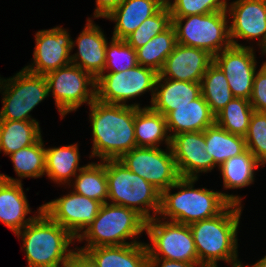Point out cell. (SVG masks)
Wrapping results in <instances>:
<instances>
[{
    "label": "cell",
    "instance_id": "obj_29",
    "mask_svg": "<svg viewBox=\"0 0 266 267\" xmlns=\"http://www.w3.org/2000/svg\"><path fill=\"white\" fill-rule=\"evenodd\" d=\"M177 44L176 31L173 25L149 40L144 46L136 49L139 65L160 73L166 58L173 52Z\"/></svg>",
    "mask_w": 266,
    "mask_h": 267
},
{
    "label": "cell",
    "instance_id": "obj_38",
    "mask_svg": "<svg viewBox=\"0 0 266 267\" xmlns=\"http://www.w3.org/2000/svg\"><path fill=\"white\" fill-rule=\"evenodd\" d=\"M226 0H174L167 6L171 17H185L196 14H208L217 11H226Z\"/></svg>",
    "mask_w": 266,
    "mask_h": 267
},
{
    "label": "cell",
    "instance_id": "obj_20",
    "mask_svg": "<svg viewBox=\"0 0 266 267\" xmlns=\"http://www.w3.org/2000/svg\"><path fill=\"white\" fill-rule=\"evenodd\" d=\"M30 212L21 178L0 174V222L16 234L38 216L25 219Z\"/></svg>",
    "mask_w": 266,
    "mask_h": 267
},
{
    "label": "cell",
    "instance_id": "obj_19",
    "mask_svg": "<svg viewBox=\"0 0 266 267\" xmlns=\"http://www.w3.org/2000/svg\"><path fill=\"white\" fill-rule=\"evenodd\" d=\"M75 41L72 40V49L76 43L78 52L71 55V63L97 79L104 73L106 64L105 53L108 42L104 33L88 18L86 26Z\"/></svg>",
    "mask_w": 266,
    "mask_h": 267
},
{
    "label": "cell",
    "instance_id": "obj_21",
    "mask_svg": "<svg viewBox=\"0 0 266 267\" xmlns=\"http://www.w3.org/2000/svg\"><path fill=\"white\" fill-rule=\"evenodd\" d=\"M200 95V82L178 81L158 75L151 106L148 107L165 117L174 107L188 105Z\"/></svg>",
    "mask_w": 266,
    "mask_h": 267
},
{
    "label": "cell",
    "instance_id": "obj_13",
    "mask_svg": "<svg viewBox=\"0 0 266 267\" xmlns=\"http://www.w3.org/2000/svg\"><path fill=\"white\" fill-rule=\"evenodd\" d=\"M60 27L40 30L35 35L34 62L24 69L32 74L45 76L61 67L71 64L72 39Z\"/></svg>",
    "mask_w": 266,
    "mask_h": 267
},
{
    "label": "cell",
    "instance_id": "obj_39",
    "mask_svg": "<svg viewBox=\"0 0 266 267\" xmlns=\"http://www.w3.org/2000/svg\"><path fill=\"white\" fill-rule=\"evenodd\" d=\"M250 103L254 111L266 112V61L255 72Z\"/></svg>",
    "mask_w": 266,
    "mask_h": 267
},
{
    "label": "cell",
    "instance_id": "obj_27",
    "mask_svg": "<svg viewBox=\"0 0 266 267\" xmlns=\"http://www.w3.org/2000/svg\"><path fill=\"white\" fill-rule=\"evenodd\" d=\"M41 137L39 122L0 120V151L5 155L33 145Z\"/></svg>",
    "mask_w": 266,
    "mask_h": 267
},
{
    "label": "cell",
    "instance_id": "obj_5",
    "mask_svg": "<svg viewBox=\"0 0 266 267\" xmlns=\"http://www.w3.org/2000/svg\"><path fill=\"white\" fill-rule=\"evenodd\" d=\"M146 231V219L137 211L112 203H103L95 220L77 238L85 240V247L129 245L140 243L134 239ZM132 238L133 242H126Z\"/></svg>",
    "mask_w": 266,
    "mask_h": 267
},
{
    "label": "cell",
    "instance_id": "obj_15",
    "mask_svg": "<svg viewBox=\"0 0 266 267\" xmlns=\"http://www.w3.org/2000/svg\"><path fill=\"white\" fill-rule=\"evenodd\" d=\"M253 47L231 46L214 56V62L224 72L234 97L250 100L256 60Z\"/></svg>",
    "mask_w": 266,
    "mask_h": 267
},
{
    "label": "cell",
    "instance_id": "obj_31",
    "mask_svg": "<svg viewBox=\"0 0 266 267\" xmlns=\"http://www.w3.org/2000/svg\"><path fill=\"white\" fill-rule=\"evenodd\" d=\"M201 95L216 116L233 98L221 68L213 62L201 79Z\"/></svg>",
    "mask_w": 266,
    "mask_h": 267
},
{
    "label": "cell",
    "instance_id": "obj_17",
    "mask_svg": "<svg viewBox=\"0 0 266 267\" xmlns=\"http://www.w3.org/2000/svg\"><path fill=\"white\" fill-rule=\"evenodd\" d=\"M226 12L232 17V23L229 25L232 45L243 47L234 40L236 38H256L259 39L261 51L266 54V0H236L230 7L228 5Z\"/></svg>",
    "mask_w": 266,
    "mask_h": 267
},
{
    "label": "cell",
    "instance_id": "obj_6",
    "mask_svg": "<svg viewBox=\"0 0 266 267\" xmlns=\"http://www.w3.org/2000/svg\"><path fill=\"white\" fill-rule=\"evenodd\" d=\"M106 176L107 200H112V204L131 208L146 220L154 218L159 213L161 192L151 183L131 172L118 159L106 160ZM150 209L154 213L152 216Z\"/></svg>",
    "mask_w": 266,
    "mask_h": 267
},
{
    "label": "cell",
    "instance_id": "obj_43",
    "mask_svg": "<svg viewBox=\"0 0 266 267\" xmlns=\"http://www.w3.org/2000/svg\"><path fill=\"white\" fill-rule=\"evenodd\" d=\"M251 267H266V255Z\"/></svg>",
    "mask_w": 266,
    "mask_h": 267
},
{
    "label": "cell",
    "instance_id": "obj_26",
    "mask_svg": "<svg viewBox=\"0 0 266 267\" xmlns=\"http://www.w3.org/2000/svg\"><path fill=\"white\" fill-rule=\"evenodd\" d=\"M78 144L62 147L45 148V173L58 184L70 185L71 177H75L83 167H79L80 154ZM69 182V183H68Z\"/></svg>",
    "mask_w": 266,
    "mask_h": 267
},
{
    "label": "cell",
    "instance_id": "obj_22",
    "mask_svg": "<svg viewBox=\"0 0 266 267\" xmlns=\"http://www.w3.org/2000/svg\"><path fill=\"white\" fill-rule=\"evenodd\" d=\"M165 118L170 138L182 132L204 131L215 124V115L202 95L188 105L174 107Z\"/></svg>",
    "mask_w": 266,
    "mask_h": 267
},
{
    "label": "cell",
    "instance_id": "obj_12",
    "mask_svg": "<svg viewBox=\"0 0 266 267\" xmlns=\"http://www.w3.org/2000/svg\"><path fill=\"white\" fill-rule=\"evenodd\" d=\"M118 160L160 192L168 189L180 178L170 146H167L166 151L160 147H136Z\"/></svg>",
    "mask_w": 266,
    "mask_h": 267
},
{
    "label": "cell",
    "instance_id": "obj_11",
    "mask_svg": "<svg viewBox=\"0 0 266 267\" xmlns=\"http://www.w3.org/2000/svg\"><path fill=\"white\" fill-rule=\"evenodd\" d=\"M158 75L155 70L139 64L121 72L103 73L96 79V99L109 104L127 105L128 99L149 90L152 92V102Z\"/></svg>",
    "mask_w": 266,
    "mask_h": 267
},
{
    "label": "cell",
    "instance_id": "obj_4",
    "mask_svg": "<svg viewBox=\"0 0 266 267\" xmlns=\"http://www.w3.org/2000/svg\"><path fill=\"white\" fill-rule=\"evenodd\" d=\"M15 235L23 240L28 267H65L70 254L68 249L76 238L64 227L54 222L44 211Z\"/></svg>",
    "mask_w": 266,
    "mask_h": 267
},
{
    "label": "cell",
    "instance_id": "obj_3",
    "mask_svg": "<svg viewBox=\"0 0 266 267\" xmlns=\"http://www.w3.org/2000/svg\"><path fill=\"white\" fill-rule=\"evenodd\" d=\"M242 206L230 204L221 214L189 225L202 267H218L223 260L232 267L242 264L237 260V229Z\"/></svg>",
    "mask_w": 266,
    "mask_h": 267
},
{
    "label": "cell",
    "instance_id": "obj_42",
    "mask_svg": "<svg viewBox=\"0 0 266 267\" xmlns=\"http://www.w3.org/2000/svg\"><path fill=\"white\" fill-rule=\"evenodd\" d=\"M195 266L202 267L198 262H184V261L167 260L161 258H148V267H195Z\"/></svg>",
    "mask_w": 266,
    "mask_h": 267
},
{
    "label": "cell",
    "instance_id": "obj_36",
    "mask_svg": "<svg viewBox=\"0 0 266 267\" xmlns=\"http://www.w3.org/2000/svg\"><path fill=\"white\" fill-rule=\"evenodd\" d=\"M104 72H121L138 65L136 50L125 40L112 38L106 47Z\"/></svg>",
    "mask_w": 266,
    "mask_h": 267
},
{
    "label": "cell",
    "instance_id": "obj_23",
    "mask_svg": "<svg viewBox=\"0 0 266 267\" xmlns=\"http://www.w3.org/2000/svg\"><path fill=\"white\" fill-rule=\"evenodd\" d=\"M78 249L85 251L97 267H148L146 243Z\"/></svg>",
    "mask_w": 266,
    "mask_h": 267
},
{
    "label": "cell",
    "instance_id": "obj_10",
    "mask_svg": "<svg viewBox=\"0 0 266 267\" xmlns=\"http://www.w3.org/2000/svg\"><path fill=\"white\" fill-rule=\"evenodd\" d=\"M45 78L61 117L76 111L83 103L90 105L96 99V79L77 65L71 63L56 69Z\"/></svg>",
    "mask_w": 266,
    "mask_h": 267
},
{
    "label": "cell",
    "instance_id": "obj_2",
    "mask_svg": "<svg viewBox=\"0 0 266 267\" xmlns=\"http://www.w3.org/2000/svg\"><path fill=\"white\" fill-rule=\"evenodd\" d=\"M198 179L179 178L168 189L161 192L159 215L170 221L190 225L221 214L230 204L241 205V197L206 188L194 189ZM173 188L180 191L171 194Z\"/></svg>",
    "mask_w": 266,
    "mask_h": 267
},
{
    "label": "cell",
    "instance_id": "obj_30",
    "mask_svg": "<svg viewBox=\"0 0 266 267\" xmlns=\"http://www.w3.org/2000/svg\"><path fill=\"white\" fill-rule=\"evenodd\" d=\"M74 192L107 203L108 180L106 176V160L100 163H89L75 176Z\"/></svg>",
    "mask_w": 266,
    "mask_h": 267
},
{
    "label": "cell",
    "instance_id": "obj_14",
    "mask_svg": "<svg viewBox=\"0 0 266 267\" xmlns=\"http://www.w3.org/2000/svg\"><path fill=\"white\" fill-rule=\"evenodd\" d=\"M101 205L99 201L72 191L43 204V211L77 239L95 220Z\"/></svg>",
    "mask_w": 266,
    "mask_h": 267
},
{
    "label": "cell",
    "instance_id": "obj_8",
    "mask_svg": "<svg viewBox=\"0 0 266 267\" xmlns=\"http://www.w3.org/2000/svg\"><path fill=\"white\" fill-rule=\"evenodd\" d=\"M0 89L4 91L0 120L38 122L29 113L49 96L45 76L32 74L23 68L11 78H1Z\"/></svg>",
    "mask_w": 266,
    "mask_h": 267
},
{
    "label": "cell",
    "instance_id": "obj_1",
    "mask_svg": "<svg viewBox=\"0 0 266 267\" xmlns=\"http://www.w3.org/2000/svg\"><path fill=\"white\" fill-rule=\"evenodd\" d=\"M139 104H109L95 99L90 104V121L93 134L91 157L101 161L119 159L136 148L134 134L135 112Z\"/></svg>",
    "mask_w": 266,
    "mask_h": 267
},
{
    "label": "cell",
    "instance_id": "obj_16",
    "mask_svg": "<svg viewBox=\"0 0 266 267\" xmlns=\"http://www.w3.org/2000/svg\"><path fill=\"white\" fill-rule=\"evenodd\" d=\"M205 146V130L182 132L171 137L170 148L181 178L198 179L199 172L211 171L217 166Z\"/></svg>",
    "mask_w": 266,
    "mask_h": 267
},
{
    "label": "cell",
    "instance_id": "obj_35",
    "mask_svg": "<svg viewBox=\"0 0 266 267\" xmlns=\"http://www.w3.org/2000/svg\"><path fill=\"white\" fill-rule=\"evenodd\" d=\"M172 25L168 6L163 5L154 15L144 20L140 26L124 40L135 50L144 46L149 40L164 32Z\"/></svg>",
    "mask_w": 266,
    "mask_h": 267
},
{
    "label": "cell",
    "instance_id": "obj_33",
    "mask_svg": "<svg viewBox=\"0 0 266 267\" xmlns=\"http://www.w3.org/2000/svg\"><path fill=\"white\" fill-rule=\"evenodd\" d=\"M254 109L249 100L234 97L216 116L215 123L229 133L245 136Z\"/></svg>",
    "mask_w": 266,
    "mask_h": 267
},
{
    "label": "cell",
    "instance_id": "obj_44",
    "mask_svg": "<svg viewBox=\"0 0 266 267\" xmlns=\"http://www.w3.org/2000/svg\"><path fill=\"white\" fill-rule=\"evenodd\" d=\"M163 5H168L170 3V0H159Z\"/></svg>",
    "mask_w": 266,
    "mask_h": 267
},
{
    "label": "cell",
    "instance_id": "obj_41",
    "mask_svg": "<svg viewBox=\"0 0 266 267\" xmlns=\"http://www.w3.org/2000/svg\"><path fill=\"white\" fill-rule=\"evenodd\" d=\"M124 1L125 0H96L94 18H105Z\"/></svg>",
    "mask_w": 266,
    "mask_h": 267
},
{
    "label": "cell",
    "instance_id": "obj_40",
    "mask_svg": "<svg viewBox=\"0 0 266 267\" xmlns=\"http://www.w3.org/2000/svg\"><path fill=\"white\" fill-rule=\"evenodd\" d=\"M75 250L70 254L65 267H97L96 263L85 251L79 250L77 247Z\"/></svg>",
    "mask_w": 266,
    "mask_h": 267
},
{
    "label": "cell",
    "instance_id": "obj_45",
    "mask_svg": "<svg viewBox=\"0 0 266 267\" xmlns=\"http://www.w3.org/2000/svg\"><path fill=\"white\" fill-rule=\"evenodd\" d=\"M234 267H245V266H243L242 264H240V265H237V266H234ZM246 267H248V266H246Z\"/></svg>",
    "mask_w": 266,
    "mask_h": 267
},
{
    "label": "cell",
    "instance_id": "obj_32",
    "mask_svg": "<svg viewBox=\"0 0 266 267\" xmlns=\"http://www.w3.org/2000/svg\"><path fill=\"white\" fill-rule=\"evenodd\" d=\"M261 164L246 149L243 153L226 160L218 168L221 170L225 189L243 188L254 182V171Z\"/></svg>",
    "mask_w": 266,
    "mask_h": 267
},
{
    "label": "cell",
    "instance_id": "obj_7",
    "mask_svg": "<svg viewBox=\"0 0 266 267\" xmlns=\"http://www.w3.org/2000/svg\"><path fill=\"white\" fill-rule=\"evenodd\" d=\"M227 18L226 11L172 17L177 43L206 50L215 56L232 46Z\"/></svg>",
    "mask_w": 266,
    "mask_h": 267
},
{
    "label": "cell",
    "instance_id": "obj_34",
    "mask_svg": "<svg viewBox=\"0 0 266 267\" xmlns=\"http://www.w3.org/2000/svg\"><path fill=\"white\" fill-rule=\"evenodd\" d=\"M9 156L19 177L38 178L45 174V147L42 137L35 144L21 148Z\"/></svg>",
    "mask_w": 266,
    "mask_h": 267
},
{
    "label": "cell",
    "instance_id": "obj_9",
    "mask_svg": "<svg viewBox=\"0 0 266 267\" xmlns=\"http://www.w3.org/2000/svg\"><path fill=\"white\" fill-rule=\"evenodd\" d=\"M158 216L146 220V233L151 241V245L146 243L148 258L198 262L189 225L169 220L161 222Z\"/></svg>",
    "mask_w": 266,
    "mask_h": 267
},
{
    "label": "cell",
    "instance_id": "obj_37",
    "mask_svg": "<svg viewBox=\"0 0 266 267\" xmlns=\"http://www.w3.org/2000/svg\"><path fill=\"white\" fill-rule=\"evenodd\" d=\"M246 149L261 163L266 164V112L254 111L247 134L244 136Z\"/></svg>",
    "mask_w": 266,
    "mask_h": 267
},
{
    "label": "cell",
    "instance_id": "obj_18",
    "mask_svg": "<svg viewBox=\"0 0 266 267\" xmlns=\"http://www.w3.org/2000/svg\"><path fill=\"white\" fill-rule=\"evenodd\" d=\"M213 62L214 56L208 51L177 43L173 52L166 58L159 75L178 81L201 82Z\"/></svg>",
    "mask_w": 266,
    "mask_h": 267
},
{
    "label": "cell",
    "instance_id": "obj_28",
    "mask_svg": "<svg viewBox=\"0 0 266 267\" xmlns=\"http://www.w3.org/2000/svg\"><path fill=\"white\" fill-rule=\"evenodd\" d=\"M205 149L218 166L246 150L244 136L229 133L216 123L205 129Z\"/></svg>",
    "mask_w": 266,
    "mask_h": 267
},
{
    "label": "cell",
    "instance_id": "obj_24",
    "mask_svg": "<svg viewBox=\"0 0 266 267\" xmlns=\"http://www.w3.org/2000/svg\"><path fill=\"white\" fill-rule=\"evenodd\" d=\"M162 6L159 0H125L105 17L116 24L112 38L124 40Z\"/></svg>",
    "mask_w": 266,
    "mask_h": 267
},
{
    "label": "cell",
    "instance_id": "obj_25",
    "mask_svg": "<svg viewBox=\"0 0 266 267\" xmlns=\"http://www.w3.org/2000/svg\"><path fill=\"white\" fill-rule=\"evenodd\" d=\"M134 134L137 147L157 148L161 141L170 146L166 118L148 106L136 110Z\"/></svg>",
    "mask_w": 266,
    "mask_h": 267
}]
</instances>
